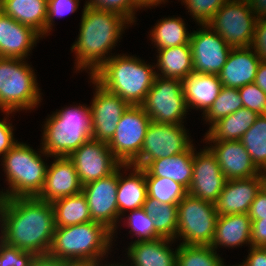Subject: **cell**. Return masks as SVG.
<instances>
[{
  "label": "cell",
  "instance_id": "8",
  "mask_svg": "<svg viewBox=\"0 0 266 266\" xmlns=\"http://www.w3.org/2000/svg\"><path fill=\"white\" fill-rule=\"evenodd\" d=\"M217 217L215 204L187 194L178 203L175 241L182 245L210 246L215 234Z\"/></svg>",
  "mask_w": 266,
  "mask_h": 266
},
{
  "label": "cell",
  "instance_id": "50",
  "mask_svg": "<svg viewBox=\"0 0 266 266\" xmlns=\"http://www.w3.org/2000/svg\"><path fill=\"white\" fill-rule=\"evenodd\" d=\"M251 10L259 19H266V0H247Z\"/></svg>",
  "mask_w": 266,
  "mask_h": 266
},
{
  "label": "cell",
  "instance_id": "3",
  "mask_svg": "<svg viewBox=\"0 0 266 266\" xmlns=\"http://www.w3.org/2000/svg\"><path fill=\"white\" fill-rule=\"evenodd\" d=\"M113 232L99 222L55 228L49 255L73 264H99L112 255Z\"/></svg>",
  "mask_w": 266,
  "mask_h": 266
},
{
  "label": "cell",
  "instance_id": "9",
  "mask_svg": "<svg viewBox=\"0 0 266 266\" xmlns=\"http://www.w3.org/2000/svg\"><path fill=\"white\" fill-rule=\"evenodd\" d=\"M141 107L153 122L184 124L189 109L185 100L183 81L156 76Z\"/></svg>",
  "mask_w": 266,
  "mask_h": 266
},
{
  "label": "cell",
  "instance_id": "39",
  "mask_svg": "<svg viewBox=\"0 0 266 266\" xmlns=\"http://www.w3.org/2000/svg\"><path fill=\"white\" fill-rule=\"evenodd\" d=\"M198 25H206L228 0H178Z\"/></svg>",
  "mask_w": 266,
  "mask_h": 266
},
{
  "label": "cell",
  "instance_id": "5",
  "mask_svg": "<svg viewBox=\"0 0 266 266\" xmlns=\"http://www.w3.org/2000/svg\"><path fill=\"white\" fill-rule=\"evenodd\" d=\"M39 147L37 151L29 143L18 141L0 158L4 182L9 185L0 189L2 199L38 197L45 184L46 160L51 158Z\"/></svg>",
  "mask_w": 266,
  "mask_h": 266
},
{
  "label": "cell",
  "instance_id": "41",
  "mask_svg": "<svg viewBox=\"0 0 266 266\" xmlns=\"http://www.w3.org/2000/svg\"><path fill=\"white\" fill-rule=\"evenodd\" d=\"M84 5L99 10L114 11L127 18L133 25L137 22L136 14L139 9L131 0H85Z\"/></svg>",
  "mask_w": 266,
  "mask_h": 266
},
{
  "label": "cell",
  "instance_id": "13",
  "mask_svg": "<svg viewBox=\"0 0 266 266\" xmlns=\"http://www.w3.org/2000/svg\"><path fill=\"white\" fill-rule=\"evenodd\" d=\"M88 78L94 89L92 101L89 104L92 118V139L108 143L115 133L121 116L130 104L118 95L104 89L91 76Z\"/></svg>",
  "mask_w": 266,
  "mask_h": 266
},
{
  "label": "cell",
  "instance_id": "43",
  "mask_svg": "<svg viewBox=\"0 0 266 266\" xmlns=\"http://www.w3.org/2000/svg\"><path fill=\"white\" fill-rule=\"evenodd\" d=\"M34 253L23 251L0 240V266H31Z\"/></svg>",
  "mask_w": 266,
  "mask_h": 266
},
{
  "label": "cell",
  "instance_id": "35",
  "mask_svg": "<svg viewBox=\"0 0 266 266\" xmlns=\"http://www.w3.org/2000/svg\"><path fill=\"white\" fill-rule=\"evenodd\" d=\"M255 166L266 171V114L259 115L255 123L240 140Z\"/></svg>",
  "mask_w": 266,
  "mask_h": 266
},
{
  "label": "cell",
  "instance_id": "21",
  "mask_svg": "<svg viewBox=\"0 0 266 266\" xmlns=\"http://www.w3.org/2000/svg\"><path fill=\"white\" fill-rule=\"evenodd\" d=\"M261 188V174L250 178L227 180L215 203L218 215L248 214Z\"/></svg>",
  "mask_w": 266,
  "mask_h": 266
},
{
  "label": "cell",
  "instance_id": "26",
  "mask_svg": "<svg viewBox=\"0 0 266 266\" xmlns=\"http://www.w3.org/2000/svg\"><path fill=\"white\" fill-rule=\"evenodd\" d=\"M222 83L218 75L192 73L183 80L185 100L189 112L193 109L203 116L219 95Z\"/></svg>",
  "mask_w": 266,
  "mask_h": 266
},
{
  "label": "cell",
  "instance_id": "27",
  "mask_svg": "<svg viewBox=\"0 0 266 266\" xmlns=\"http://www.w3.org/2000/svg\"><path fill=\"white\" fill-rule=\"evenodd\" d=\"M194 144L185 152L171 157L155 159L145 168V177H164L190 188L193 174Z\"/></svg>",
  "mask_w": 266,
  "mask_h": 266
},
{
  "label": "cell",
  "instance_id": "37",
  "mask_svg": "<svg viewBox=\"0 0 266 266\" xmlns=\"http://www.w3.org/2000/svg\"><path fill=\"white\" fill-rule=\"evenodd\" d=\"M242 99L237 88L222 86L219 95L214 100L212 106L203 115L204 124L209 127L217 120L235 113L242 108Z\"/></svg>",
  "mask_w": 266,
  "mask_h": 266
},
{
  "label": "cell",
  "instance_id": "54",
  "mask_svg": "<svg viewBox=\"0 0 266 266\" xmlns=\"http://www.w3.org/2000/svg\"><path fill=\"white\" fill-rule=\"evenodd\" d=\"M261 177H262V188L266 192V171L261 172Z\"/></svg>",
  "mask_w": 266,
  "mask_h": 266
},
{
  "label": "cell",
  "instance_id": "15",
  "mask_svg": "<svg viewBox=\"0 0 266 266\" xmlns=\"http://www.w3.org/2000/svg\"><path fill=\"white\" fill-rule=\"evenodd\" d=\"M118 168L110 175L83 185L92 221L114 232L119 226L117 206Z\"/></svg>",
  "mask_w": 266,
  "mask_h": 266
},
{
  "label": "cell",
  "instance_id": "38",
  "mask_svg": "<svg viewBox=\"0 0 266 266\" xmlns=\"http://www.w3.org/2000/svg\"><path fill=\"white\" fill-rule=\"evenodd\" d=\"M148 196L161 203L178 205L188 194V190L180 183L164 177H145Z\"/></svg>",
  "mask_w": 266,
  "mask_h": 266
},
{
  "label": "cell",
  "instance_id": "6",
  "mask_svg": "<svg viewBox=\"0 0 266 266\" xmlns=\"http://www.w3.org/2000/svg\"><path fill=\"white\" fill-rule=\"evenodd\" d=\"M42 125L41 148L51 157H68L92 139L90 105L70 104L52 111Z\"/></svg>",
  "mask_w": 266,
  "mask_h": 266
},
{
  "label": "cell",
  "instance_id": "36",
  "mask_svg": "<svg viewBox=\"0 0 266 266\" xmlns=\"http://www.w3.org/2000/svg\"><path fill=\"white\" fill-rule=\"evenodd\" d=\"M224 258L209 245L178 244L176 266H223Z\"/></svg>",
  "mask_w": 266,
  "mask_h": 266
},
{
  "label": "cell",
  "instance_id": "24",
  "mask_svg": "<svg viewBox=\"0 0 266 266\" xmlns=\"http://www.w3.org/2000/svg\"><path fill=\"white\" fill-rule=\"evenodd\" d=\"M261 58L252 46L232 48L227 61L218 74L222 86L240 88L254 83Z\"/></svg>",
  "mask_w": 266,
  "mask_h": 266
},
{
  "label": "cell",
  "instance_id": "16",
  "mask_svg": "<svg viewBox=\"0 0 266 266\" xmlns=\"http://www.w3.org/2000/svg\"><path fill=\"white\" fill-rule=\"evenodd\" d=\"M68 158L73 162L82 185L112 174L121 165L106 142L94 139L83 143Z\"/></svg>",
  "mask_w": 266,
  "mask_h": 266
},
{
  "label": "cell",
  "instance_id": "33",
  "mask_svg": "<svg viewBox=\"0 0 266 266\" xmlns=\"http://www.w3.org/2000/svg\"><path fill=\"white\" fill-rule=\"evenodd\" d=\"M142 209L153 219L154 229L161 237L176 240L178 205L161 203L147 195Z\"/></svg>",
  "mask_w": 266,
  "mask_h": 266
},
{
  "label": "cell",
  "instance_id": "25",
  "mask_svg": "<svg viewBox=\"0 0 266 266\" xmlns=\"http://www.w3.org/2000/svg\"><path fill=\"white\" fill-rule=\"evenodd\" d=\"M252 221L248 214L218 215L215 234L211 247L219 252L220 248L236 249L242 246H252ZM219 247V248H218Z\"/></svg>",
  "mask_w": 266,
  "mask_h": 266
},
{
  "label": "cell",
  "instance_id": "29",
  "mask_svg": "<svg viewBox=\"0 0 266 266\" xmlns=\"http://www.w3.org/2000/svg\"><path fill=\"white\" fill-rule=\"evenodd\" d=\"M259 115L245 107L213 123L202 141H238L255 123Z\"/></svg>",
  "mask_w": 266,
  "mask_h": 266
},
{
  "label": "cell",
  "instance_id": "10",
  "mask_svg": "<svg viewBox=\"0 0 266 266\" xmlns=\"http://www.w3.org/2000/svg\"><path fill=\"white\" fill-rule=\"evenodd\" d=\"M258 18L247 0H228L206 24L232 48L250 47Z\"/></svg>",
  "mask_w": 266,
  "mask_h": 266
},
{
  "label": "cell",
  "instance_id": "12",
  "mask_svg": "<svg viewBox=\"0 0 266 266\" xmlns=\"http://www.w3.org/2000/svg\"><path fill=\"white\" fill-rule=\"evenodd\" d=\"M150 122L141 105H130L121 116L114 135L107 143L121 164L130 165L139 157Z\"/></svg>",
  "mask_w": 266,
  "mask_h": 266
},
{
  "label": "cell",
  "instance_id": "17",
  "mask_svg": "<svg viewBox=\"0 0 266 266\" xmlns=\"http://www.w3.org/2000/svg\"><path fill=\"white\" fill-rule=\"evenodd\" d=\"M195 145L193 174L188 194L215 204L227 181L226 177L212 151L206 145L200 150Z\"/></svg>",
  "mask_w": 266,
  "mask_h": 266
},
{
  "label": "cell",
  "instance_id": "19",
  "mask_svg": "<svg viewBox=\"0 0 266 266\" xmlns=\"http://www.w3.org/2000/svg\"><path fill=\"white\" fill-rule=\"evenodd\" d=\"M48 165L45 184L38 199L50 202L81 193L83 185L73 162L68 157H51Z\"/></svg>",
  "mask_w": 266,
  "mask_h": 266
},
{
  "label": "cell",
  "instance_id": "55",
  "mask_svg": "<svg viewBox=\"0 0 266 266\" xmlns=\"http://www.w3.org/2000/svg\"><path fill=\"white\" fill-rule=\"evenodd\" d=\"M72 266H99L98 264H73Z\"/></svg>",
  "mask_w": 266,
  "mask_h": 266
},
{
  "label": "cell",
  "instance_id": "1",
  "mask_svg": "<svg viewBox=\"0 0 266 266\" xmlns=\"http://www.w3.org/2000/svg\"><path fill=\"white\" fill-rule=\"evenodd\" d=\"M55 231L54 209L37 197L0 200V240L37 255L49 253Z\"/></svg>",
  "mask_w": 266,
  "mask_h": 266
},
{
  "label": "cell",
  "instance_id": "51",
  "mask_svg": "<svg viewBox=\"0 0 266 266\" xmlns=\"http://www.w3.org/2000/svg\"><path fill=\"white\" fill-rule=\"evenodd\" d=\"M254 83L266 93V61L259 63Z\"/></svg>",
  "mask_w": 266,
  "mask_h": 266
},
{
  "label": "cell",
  "instance_id": "7",
  "mask_svg": "<svg viewBox=\"0 0 266 266\" xmlns=\"http://www.w3.org/2000/svg\"><path fill=\"white\" fill-rule=\"evenodd\" d=\"M28 60L0 57V112L36 110L43 100L33 65ZM39 84V85H38Z\"/></svg>",
  "mask_w": 266,
  "mask_h": 266
},
{
  "label": "cell",
  "instance_id": "48",
  "mask_svg": "<svg viewBox=\"0 0 266 266\" xmlns=\"http://www.w3.org/2000/svg\"><path fill=\"white\" fill-rule=\"evenodd\" d=\"M245 260L239 262L241 266H266V252L263 247L250 246Z\"/></svg>",
  "mask_w": 266,
  "mask_h": 266
},
{
  "label": "cell",
  "instance_id": "56",
  "mask_svg": "<svg viewBox=\"0 0 266 266\" xmlns=\"http://www.w3.org/2000/svg\"><path fill=\"white\" fill-rule=\"evenodd\" d=\"M223 266H241V265L239 263L233 264V265H231V264L227 265L226 263H224Z\"/></svg>",
  "mask_w": 266,
  "mask_h": 266
},
{
  "label": "cell",
  "instance_id": "14",
  "mask_svg": "<svg viewBox=\"0 0 266 266\" xmlns=\"http://www.w3.org/2000/svg\"><path fill=\"white\" fill-rule=\"evenodd\" d=\"M191 32L194 73L218 75L225 65L232 47L207 25H197Z\"/></svg>",
  "mask_w": 266,
  "mask_h": 266
},
{
  "label": "cell",
  "instance_id": "4",
  "mask_svg": "<svg viewBox=\"0 0 266 266\" xmlns=\"http://www.w3.org/2000/svg\"><path fill=\"white\" fill-rule=\"evenodd\" d=\"M91 77L130 105H141L156 77L155 63L131 54H115Z\"/></svg>",
  "mask_w": 266,
  "mask_h": 266
},
{
  "label": "cell",
  "instance_id": "42",
  "mask_svg": "<svg viewBox=\"0 0 266 266\" xmlns=\"http://www.w3.org/2000/svg\"><path fill=\"white\" fill-rule=\"evenodd\" d=\"M243 107L256 112L258 115L266 114V93L255 83L238 88Z\"/></svg>",
  "mask_w": 266,
  "mask_h": 266
},
{
  "label": "cell",
  "instance_id": "23",
  "mask_svg": "<svg viewBox=\"0 0 266 266\" xmlns=\"http://www.w3.org/2000/svg\"><path fill=\"white\" fill-rule=\"evenodd\" d=\"M147 195L148 192L145 179V170L131 164H121L118 167L117 186L119 222L121 217L124 214H127V212L141 209L147 198Z\"/></svg>",
  "mask_w": 266,
  "mask_h": 266
},
{
  "label": "cell",
  "instance_id": "45",
  "mask_svg": "<svg viewBox=\"0 0 266 266\" xmlns=\"http://www.w3.org/2000/svg\"><path fill=\"white\" fill-rule=\"evenodd\" d=\"M252 47L261 61H266V19L257 21Z\"/></svg>",
  "mask_w": 266,
  "mask_h": 266
},
{
  "label": "cell",
  "instance_id": "18",
  "mask_svg": "<svg viewBox=\"0 0 266 266\" xmlns=\"http://www.w3.org/2000/svg\"><path fill=\"white\" fill-rule=\"evenodd\" d=\"M200 142L206 143L215 155L226 180L250 178L261 174L240 140Z\"/></svg>",
  "mask_w": 266,
  "mask_h": 266
},
{
  "label": "cell",
  "instance_id": "31",
  "mask_svg": "<svg viewBox=\"0 0 266 266\" xmlns=\"http://www.w3.org/2000/svg\"><path fill=\"white\" fill-rule=\"evenodd\" d=\"M186 23L184 18L177 15L159 19L155 26L151 27L150 33L148 32L153 48L158 50L190 44L191 31L189 32L188 23Z\"/></svg>",
  "mask_w": 266,
  "mask_h": 266
},
{
  "label": "cell",
  "instance_id": "47",
  "mask_svg": "<svg viewBox=\"0 0 266 266\" xmlns=\"http://www.w3.org/2000/svg\"><path fill=\"white\" fill-rule=\"evenodd\" d=\"M251 243L254 247L266 244V218L252 221Z\"/></svg>",
  "mask_w": 266,
  "mask_h": 266
},
{
  "label": "cell",
  "instance_id": "22",
  "mask_svg": "<svg viewBox=\"0 0 266 266\" xmlns=\"http://www.w3.org/2000/svg\"><path fill=\"white\" fill-rule=\"evenodd\" d=\"M173 243L176 241L164 237L128 243L126 262L130 266H176L178 244L175 248Z\"/></svg>",
  "mask_w": 266,
  "mask_h": 266
},
{
  "label": "cell",
  "instance_id": "57",
  "mask_svg": "<svg viewBox=\"0 0 266 266\" xmlns=\"http://www.w3.org/2000/svg\"><path fill=\"white\" fill-rule=\"evenodd\" d=\"M263 249L265 250V252H266V244L263 246Z\"/></svg>",
  "mask_w": 266,
  "mask_h": 266
},
{
  "label": "cell",
  "instance_id": "20",
  "mask_svg": "<svg viewBox=\"0 0 266 266\" xmlns=\"http://www.w3.org/2000/svg\"><path fill=\"white\" fill-rule=\"evenodd\" d=\"M43 37L0 10V57L29 60L34 47Z\"/></svg>",
  "mask_w": 266,
  "mask_h": 266
},
{
  "label": "cell",
  "instance_id": "30",
  "mask_svg": "<svg viewBox=\"0 0 266 266\" xmlns=\"http://www.w3.org/2000/svg\"><path fill=\"white\" fill-rule=\"evenodd\" d=\"M48 0H0V10L45 39Z\"/></svg>",
  "mask_w": 266,
  "mask_h": 266
},
{
  "label": "cell",
  "instance_id": "32",
  "mask_svg": "<svg viewBox=\"0 0 266 266\" xmlns=\"http://www.w3.org/2000/svg\"><path fill=\"white\" fill-rule=\"evenodd\" d=\"M55 228L82 224L92 221L86 197L77 195L59 198L52 202Z\"/></svg>",
  "mask_w": 266,
  "mask_h": 266
},
{
  "label": "cell",
  "instance_id": "34",
  "mask_svg": "<svg viewBox=\"0 0 266 266\" xmlns=\"http://www.w3.org/2000/svg\"><path fill=\"white\" fill-rule=\"evenodd\" d=\"M127 213L129 214H124L121 217L118 228L113 232V246L115 245L114 243L117 242L115 238H118V230L122 225L123 227L129 228L128 234L132 237L130 243L154 240L161 237L154 229L153 219L142 208ZM133 238H135V240H133Z\"/></svg>",
  "mask_w": 266,
  "mask_h": 266
},
{
  "label": "cell",
  "instance_id": "53",
  "mask_svg": "<svg viewBox=\"0 0 266 266\" xmlns=\"http://www.w3.org/2000/svg\"><path fill=\"white\" fill-rule=\"evenodd\" d=\"M109 259L107 258L106 261L105 259L102 260L98 265L99 266H130L127 262L123 263L124 260H121V262L118 261L117 259V262L114 260V262L112 261H108Z\"/></svg>",
  "mask_w": 266,
  "mask_h": 266
},
{
  "label": "cell",
  "instance_id": "2",
  "mask_svg": "<svg viewBox=\"0 0 266 266\" xmlns=\"http://www.w3.org/2000/svg\"><path fill=\"white\" fill-rule=\"evenodd\" d=\"M79 32L70 51L74 53V73L93 75L115 53L125 30L133 24L114 11L99 10L84 5ZM115 48V49H114Z\"/></svg>",
  "mask_w": 266,
  "mask_h": 266
},
{
  "label": "cell",
  "instance_id": "44",
  "mask_svg": "<svg viewBox=\"0 0 266 266\" xmlns=\"http://www.w3.org/2000/svg\"><path fill=\"white\" fill-rule=\"evenodd\" d=\"M12 114L15 115L14 112H2L3 118H0V156L1 157L5 155L19 140L15 138V135H14L15 127L14 125H12L13 123L10 119L11 116L14 118Z\"/></svg>",
  "mask_w": 266,
  "mask_h": 266
},
{
  "label": "cell",
  "instance_id": "40",
  "mask_svg": "<svg viewBox=\"0 0 266 266\" xmlns=\"http://www.w3.org/2000/svg\"><path fill=\"white\" fill-rule=\"evenodd\" d=\"M81 0H48L45 37L51 35L55 20L73 14L79 9ZM52 31V32H51Z\"/></svg>",
  "mask_w": 266,
  "mask_h": 266
},
{
  "label": "cell",
  "instance_id": "11",
  "mask_svg": "<svg viewBox=\"0 0 266 266\" xmlns=\"http://www.w3.org/2000/svg\"><path fill=\"white\" fill-rule=\"evenodd\" d=\"M185 125L151 121L146 130L140 155L131 165L145 168L155 159L171 157L187 151L194 144V140Z\"/></svg>",
  "mask_w": 266,
  "mask_h": 266
},
{
  "label": "cell",
  "instance_id": "46",
  "mask_svg": "<svg viewBox=\"0 0 266 266\" xmlns=\"http://www.w3.org/2000/svg\"><path fill=\"white\" fill-rule=\"evenodd\" d=\"M248 215L251 221L266 218V192L263 188L256 194Z\"/></svg>",
  "mask_w": 266,
  "mask_h": 266
},
{
  "label": "cell",
  "instance_id": "52",
  "mask_svg": "<svg viewBox=\"0 0 266 266\" xmlns=\"http://www.w3.org/2000/svg\"><path fill=\"white\" fill-rule=\"evenodd\" d=\"M131 2L141 11H145V9L151 10L157 6H161V4L165 5V3H168L166 0H131Z\"/></svg>",
  "mask_w": 266,
  "mask_h": 266
},
{
  "label": "cell",
  "instance_id": "28",
  "mask_svg": "<svg viewBox=\"0 0 266 266\" xmlns=\"http://www.w3.org/2000/svg\"><path fill=\"white\" fill-rule=\"evenodd\" d=\"M156 51V76L184 80L193 70L190 44L158 49Z\"/></svg>",
  "mask_w": 266,
  "mask_h": 266
},
{
  "label": "cell",
  "instance_id": "49",
  "mask_svg": "<svg viewBox=\"0 0 266 266\" xmlns=\"http://www.w3.org/2000/svg\"><path fill=\"white\" fill-rule=\"evenodd\" d=\"M73 263L67 260H61L58 258H54L49 254L45 255H37L31 266H72Z\"/></svg>",
  "mask_w": 266,
  "mask_h": 266
}]
</instances>
